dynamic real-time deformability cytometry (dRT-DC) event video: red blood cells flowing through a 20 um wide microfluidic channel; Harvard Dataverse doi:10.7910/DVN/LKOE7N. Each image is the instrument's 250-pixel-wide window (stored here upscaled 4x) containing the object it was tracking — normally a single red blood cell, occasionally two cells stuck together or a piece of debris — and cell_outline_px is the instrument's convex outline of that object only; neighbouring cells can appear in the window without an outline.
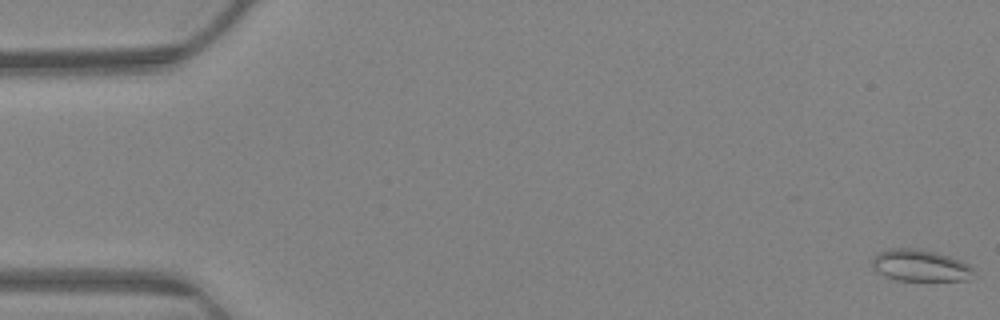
{"species": "Egyptian fruit bat (a non-hibernating species)", "species_latin": "Rousettus aegyptiacus", "temperature_condition": "warm", "stored_images_in_passage": 40, "camera_frame_rate_fps": 3000, "um_per_image_px": 0.085, "animal": {"sex": "female"}, "frame": {"image": 1, "passage_image": 1, "time_ms": 0.0, "image_size_px": [1000, 320], "cell_outline_px": [[976, 272], [968, 280], [896, 280], [872, 268], [872, 256], [888, 248], [916, 248], [936, 252], [964, 260], [972, 264]], "centroid_in_image_um": [78.29, 22.55], "position_along_channel_um": 6.7, "area_um2": 19.02}}
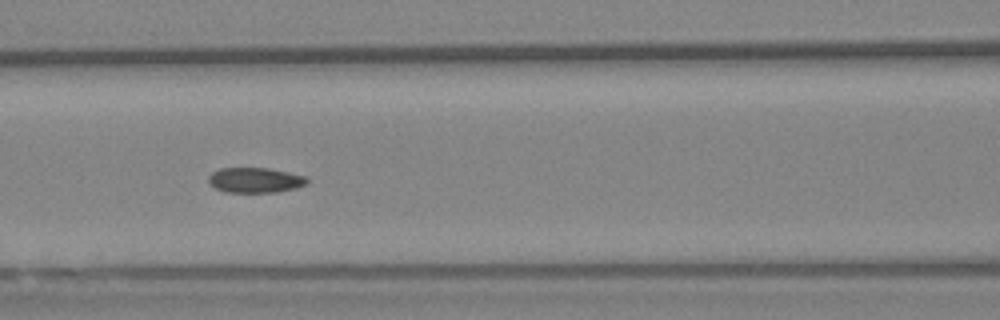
{"frame": {"image": 2, "passage_image": 27, "time_ms": 8.667, "image_size_px": [1000, 320], "cell_outline_px": [[308, 184], [296, 188], [276, 192], [224, 192], [216, 188], [208, 180], [208, 176], [212, 172], [220, 168], [268, 168], [308, 176]], "centroid_in_image_um": [21.72, 15.31], "position_along_channel_um": 144.9, "area_um2": 14.51}}
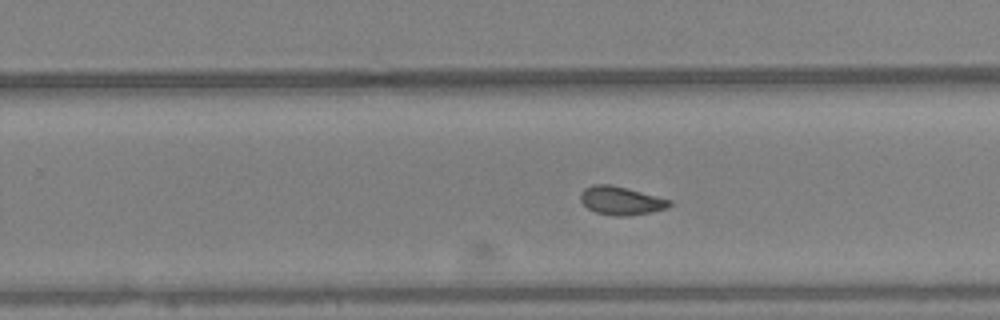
{"frame": {"image": 3, "passage_image": 39, "time_ms": 12.667, "image_size_px": [1000, 320], "cell_outline_px": [[672, 204], [668, 208], [652, 212], [628, 216], [616, 216], [596, 212], [588, 208], [580, 200], [580, 192], [584, 188], [592, 184], [608, 184], [672, 200]], "centroid_in_image_um": [52.78, 17.06], "position_along_channel_um": 277.0, "area_um2": 14.62}}